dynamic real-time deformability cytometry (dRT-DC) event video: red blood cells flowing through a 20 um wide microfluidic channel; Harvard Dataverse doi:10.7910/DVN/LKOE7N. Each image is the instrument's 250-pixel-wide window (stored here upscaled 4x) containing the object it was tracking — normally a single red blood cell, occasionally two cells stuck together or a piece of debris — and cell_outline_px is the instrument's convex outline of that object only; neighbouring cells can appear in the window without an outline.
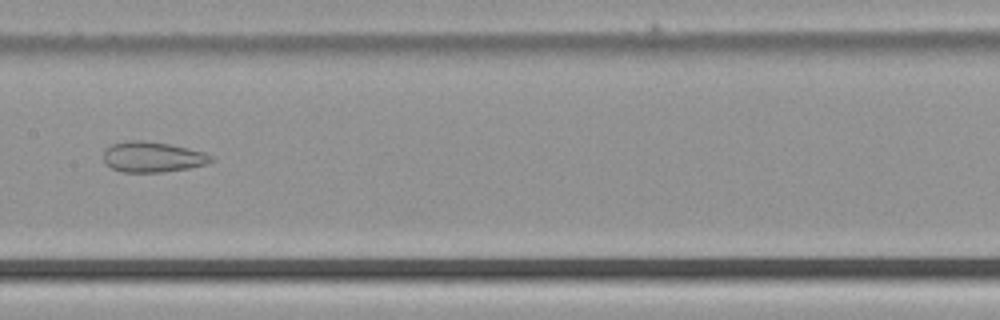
{"species": "common noctule bat (a hibernating species)", "species_latin": "Nyctalus noctula", "temperature_condition": "cold", "stored_images_in_passage": 42, "camera_frame_rate_fps": 3000, "um_per_image_px": 0.085, "animal": {"sex": "male", "body_mass_g": 21.5, "forearm_length_mm": 52.0}, "frame": {"image": 1, "passage_image": 21, "time_ms": 6.667, "image_size_px": [1000, 320], "cell_outline_px": [[216, 160], [208, 164], [188, 168], [164, 172], [124, 172], [112, 168], [104, 164], [104, 152], [112, 144], [124, 140], [144, 140], [168, 144], [188, 148], [204, 152], [212, 156]], "centroid_in_image_um": [12.99, 13.34], "position_along_channel_um": 194.4, "area_um2": 19.25}}
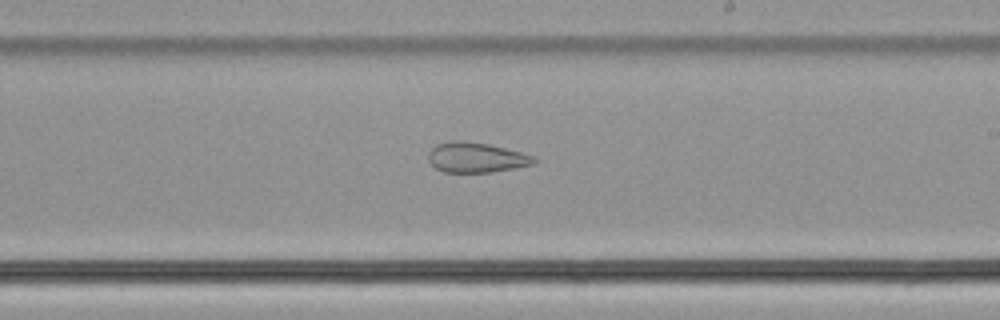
{"frame": {"image": 2, "passage_image": 25, "time_ms": 8.0, "image_size_px": [1000, 320], "cell_outline_px": [[536, 160], [532, 164], [516, 168], [488, 172], [444, 172], [436, 168], [428, 160], [428, 152], [436, 144], [448, 140], [464, 140], [488, 144], [536, 156]], "centroid_in_image_um": [40.44, 13.37], "position_along_channel_um": 248.6, "area_um2": 18.55}}
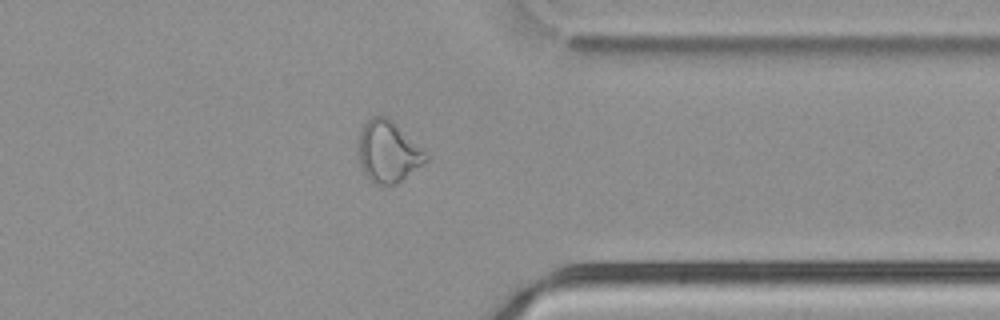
{"frame": {"image": 3, "passage_image": 35, "time_ms": 11.333, "image_size_px": [1000, 320], "cell_outline_px": [[428, 160], [424, 164], [396, 184], [376, 184], [364, 172], [360, 164], [356, 144], [360, 132], [364, 124], [372, 116], [388, 116], [428, 156]], "centroid_in_image_um": [32.95, 12.88], "position_along_channel_um": 378.5, "area_um2": 23.87}}